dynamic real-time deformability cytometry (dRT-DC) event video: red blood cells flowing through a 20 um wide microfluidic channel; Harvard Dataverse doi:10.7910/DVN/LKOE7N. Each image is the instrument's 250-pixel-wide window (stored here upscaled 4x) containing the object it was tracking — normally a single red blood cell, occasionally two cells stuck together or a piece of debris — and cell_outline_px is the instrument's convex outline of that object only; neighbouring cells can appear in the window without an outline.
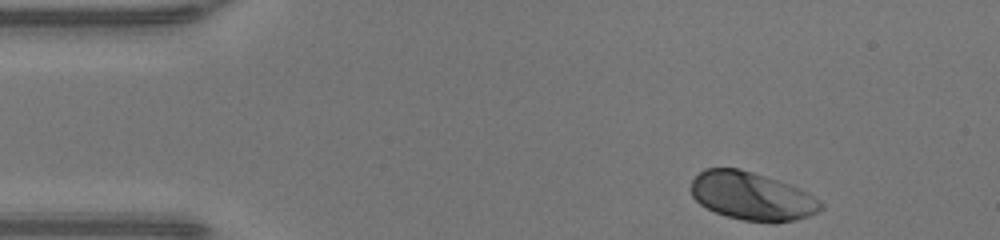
{"species": "human", "species_latin": "Homo sapiens", "temperature_condition": "warm", "stored_images_in_passage": 35, "camera_frame_rate_fps": 3000, "um_per_image_px": 0.085, "donor": {"sex": "male"}, "frame": {"image": 1, "passage_image": 1, "time_ms": 0.0, "image_size_px": [1000, 240], "cell_outline_px": [[824, 208], [808, 216], [792, 220], [744, 220], [728, 216], [716, 212], [700, 204], [692, 196], [692, 180], [704, 168], [740, 168], [800, 188], [824, 204]], "centroid_in_image_um": [63.88, 16.64], "position_along_channel_um": 21.1, "area_um2": 35.43}}
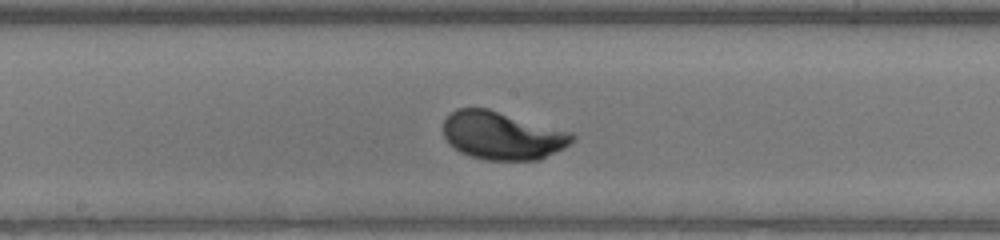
{"frame": {"image": 2, "passage_image": 20, "time_ms": 6.333, "image_size_px": [1000, 240], "cell_outline_px": [[576, 136], [564, 148], [540, 160], [484, 160], [460, 152], [444, 136], [444, 120], [456, 108], [488, 108], [572, 132]], "centroid_in_image_um": [42.72, 11.52], "position_along_channel_um": 205.5, "area_um2": 35.89}}
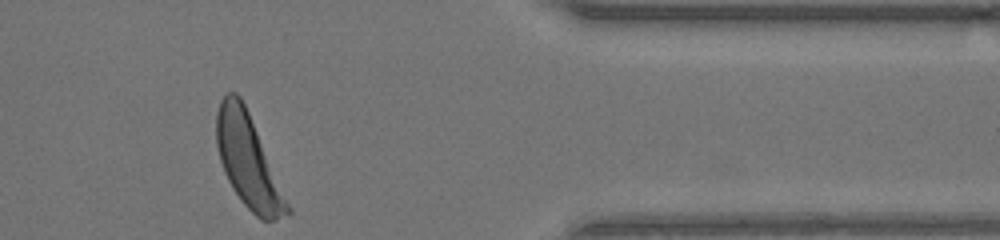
{"frame": {"image": 3, "passage_image": 35, "time_ms": 11.333, "image_size_px": [1000, 240], "cell_outline_px": [[292, 212], [288, 216], [276, 220], [260, 220], [244, 204], [232, 188], [224, 172], [220, 160], [216, 144], [216, 112], [220, 100], [228, 92], [236, 92], [240, 96], [248, 112], [292, 208]], "centroid_in_image_um": [21.1, 13.72], "position_along_channel_um": 390.3, "area_um2": 38.09}, "authors_computed_cell_mechanics": {"area_um2": 36.0094, "velocity_mm_per_s": 4.2323, "shape_relaxation_time_tau1_ms": 1.7835, "shape_relaxation_time_tau2_ms": null, "deformation_change_tau1": 0.1399, "deformation_change_tau2": null}}